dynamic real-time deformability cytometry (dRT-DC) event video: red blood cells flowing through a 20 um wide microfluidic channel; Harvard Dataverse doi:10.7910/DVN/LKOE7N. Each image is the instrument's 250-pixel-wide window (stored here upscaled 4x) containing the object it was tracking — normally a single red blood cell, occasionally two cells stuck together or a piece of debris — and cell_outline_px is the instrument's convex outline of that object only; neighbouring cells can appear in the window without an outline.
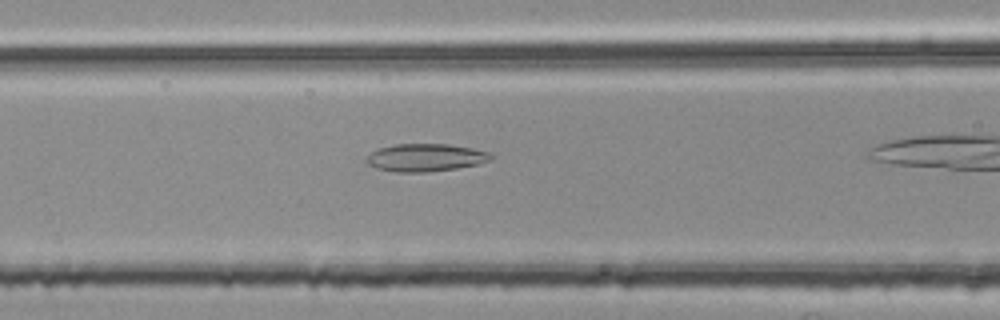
{"species": "common noctule bat (a hibernating species)", "species_latin": "Nyctalus noctula", "temperature_condition": "room temperature", "stored_images_in_passage": 26, "camera_frame_rate_fps": 3000, "um_per_image_px": 0.085, "animal": {"sex": "female", "body_mass_g": 25.1}, "frame": {"image": 1, "passage_image": 6, "time_ms": 1.667, "image_size_px": [1000, 320], "cell_outline_px": [[492, 156], [488, 160], [476, 164], [456, 168], [428, 172], [396, 172], [376, 168], [368, 164], [364, 160], [372, 152], [380, 148], [392, 144], [448, 144], [472, 148], [488, 152]], "centroid_in_image_um": [36.11, 13.39], "position_along_channel_um": 130.5, "area_um2": 19.88}}
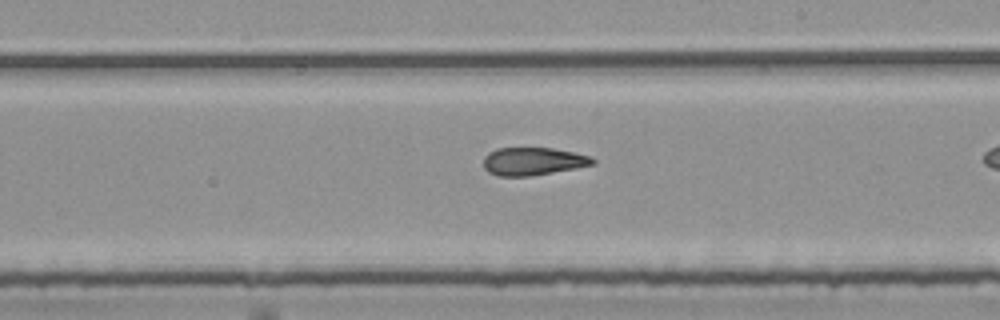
{"frame": {"image": 2, "passage_image": 15, "time_ms": 4.667, "image_size_px": [1000, 320], "cell_outline_px": [[596, 164], [532, 176], [500, 176], [488, 172], [484, 168], [484, 156], [488, 152], [496, 148], [552, 148], [592, 156], [596, 160]], "centroid_in_image_um": [45.31, 13.71], "position_along_channel_um": 243.7, "area_um2": 17.8}}
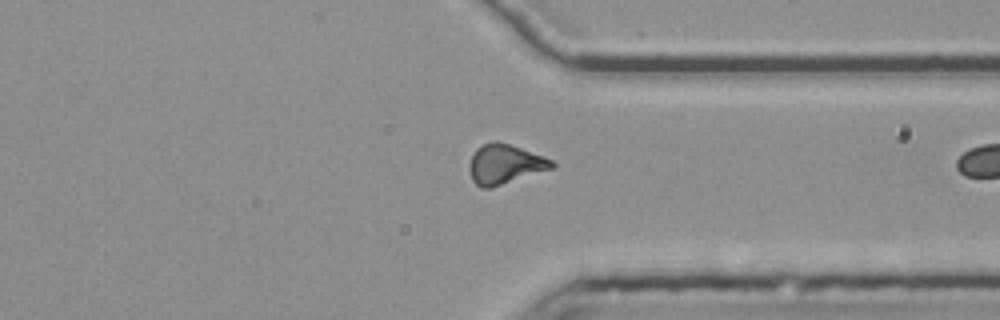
{"frame": {"image": 3, "passage_image": 25, "time_ms": 8.0, "image_size_px": [1000, 320], "cell_outline_px": [[556, 164], [552, 168], [488, 188], [480, 188], [472, 180], [468, 168], [468, 164], [476, 148], [484, 144], [496, 140], [544, 156], [552, 160]], "centroid_in_image_um": [42.87, 13.94], "position_along_channel_um": 368.5, "area_um2": 18.73}}